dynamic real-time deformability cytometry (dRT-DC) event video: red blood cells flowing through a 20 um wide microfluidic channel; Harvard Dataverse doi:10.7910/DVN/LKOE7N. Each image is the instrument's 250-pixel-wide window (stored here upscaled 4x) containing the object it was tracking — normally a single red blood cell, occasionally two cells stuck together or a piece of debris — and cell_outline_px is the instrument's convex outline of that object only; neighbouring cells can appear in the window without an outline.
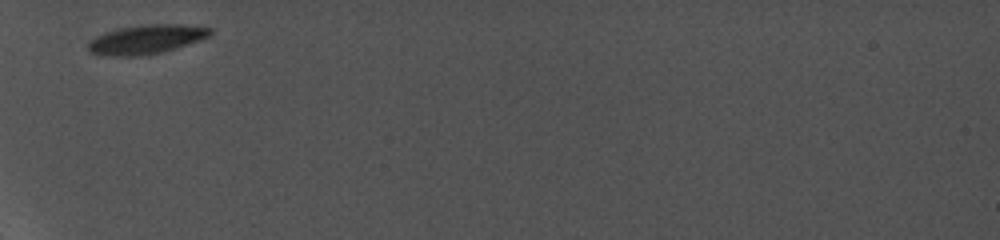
{"species": "common noctule bat (a hibernating species)", "species_latin": "Nyctalus noctula", "temperature_condition": "cold", "stored_images_in_passage": 14, "camera_frame_rate_fps": 5000, "um_per_image_px": 0.085, "animal": {"sex": "female", "body_mass_g": 19.0, "forearm_length_mm": 56.7}, "frame": {"image": 1, "passage_image": 1, "time_ms": 0.0, "image_size_px": [1000, 240], "cell_outline_px": [[212, 32], [208, 36], [200, 40], [160, 52], [136, 56], [100, 56], [88, 52], [88, 44], [96, 36], [104, 32], [120, 28], [144, 24], [184, 24], [212, 28]], "centroid_in_image_um": [12.39, 3.34], "position_along_channel_um": 72.6, "area_um2": 20.63}}
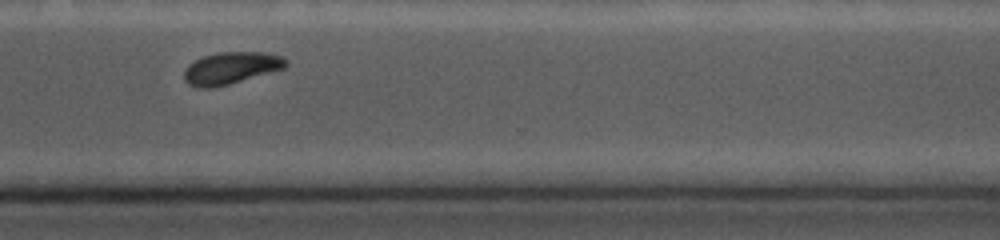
{"frame": {"image": 2, "passage_image": 10, "time_ms": 7.6, "image_size_px": [1000, 240], "cell_outline_px": [[288, 64], [284, 68], [228, 84], [212, 88], [196, 88], [188, 84], [184, 80], [184, 68], [188, 64], [204, 56], [220, 52], [264, 52], [280, 56], [288, 60]], "centroid_in_image_um": [19.6, 5.78], "position_along_channel_um": 351.0, "area_um2": 18.9}}
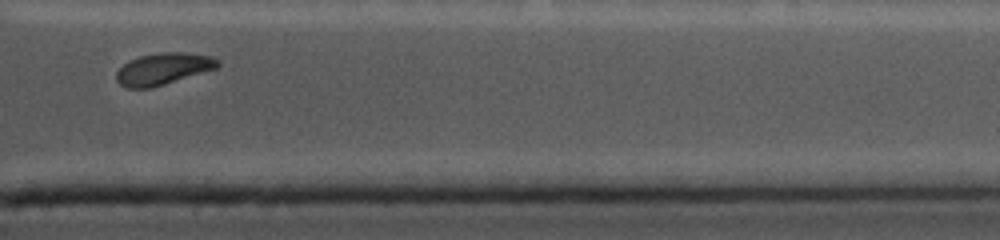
{"frame": {"image": 3, "passage_image": 12, "time_ms": 8.8, "image_size_px": [1000, 240], "cell_outline_px": [[220, 64], [216, 68], [152, 88], [128, 88], [120, 84], [116, 80], [116, 72], [124, 64], [140, 56], [164, 52], [180, 52], [208, 56], [220, 60]], "centroid_in_image_um": [13.86, 5.86], "position_along_channel_um": 397.5, "area_um2": 18.38}}